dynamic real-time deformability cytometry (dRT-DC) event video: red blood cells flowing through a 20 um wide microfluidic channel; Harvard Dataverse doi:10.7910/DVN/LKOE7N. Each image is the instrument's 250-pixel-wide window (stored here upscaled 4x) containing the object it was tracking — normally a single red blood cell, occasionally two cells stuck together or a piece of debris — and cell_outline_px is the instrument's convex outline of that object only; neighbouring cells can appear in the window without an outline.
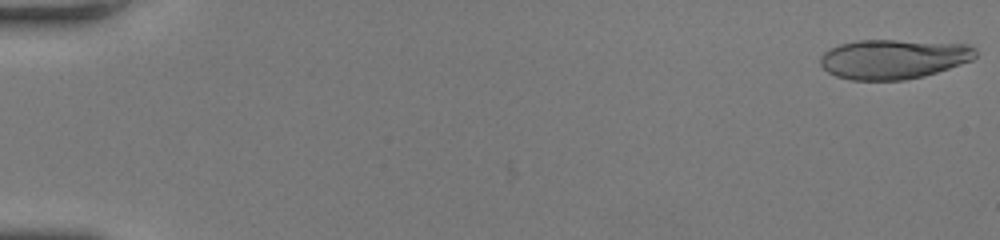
{"species": "human", "species_latin": "Homo sapiens", "temperature_condition": "room temperature", "stored_images_in_passage": 60, "camera_frame_rate_fps": 3000, "um_per_image_px": 0.085, "donor": {"sex": "female"}, "frame": {"image": 1, "passage_image": 1, "time_ms": 0.0, "image_size_px": [1000, 240], "cell_outline_px": [[976, 56], [972, 60], [924, 76], [904, 80], [852, 80], [836, 76], [828, 72], [820, 64], [820, 56], [828, 48], [840, 44], [856, 40], [896, 40], [968, 44], [976, 48]], "centroid_in_image_um": [75.92, 5.01], "position_along_channel_um": 9.1, "area_um2": 35.89}}
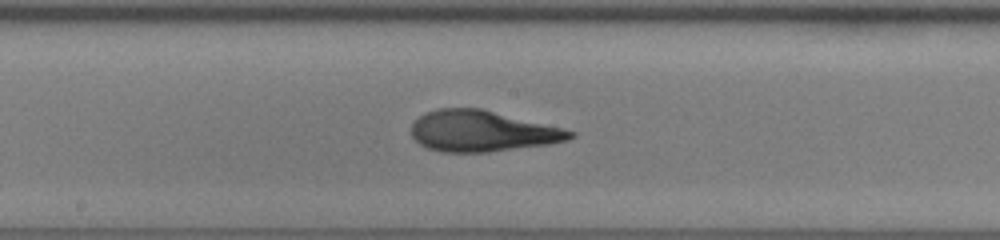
{"frame": {"image": 2, "passage_image": 35, "time_ms": 11.333, "image_size_px": [1000, 240], "cell_outline_px": [[576, 136], [568, 140], [548, 144], [488, 152], [444, 152], [428, 148], [420, 144], [412, 136], [412, 124], [424, 112], [436, 108], [480, 108], [564, 128], [576, 132]], "centroid_in_image_um": [40.99, 11.14], "position_along_channel_um": 207.2, "area_um2": 37.86}}
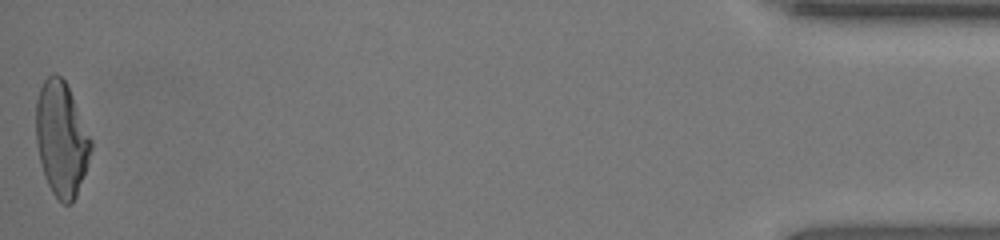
{"frame": {"image": 3, "passage_image": 60, "time_ms": 19.667, "image_size_px": [1000, 240], "cell_outline_px": [[92, 148], [76, 196], [72, 204], [64, 204], [52, 192], [44, 176], [36, 144], [36, 100], [40, 88], [44, 80], [48, 76], [56, 72], [64, 80], [72, 96], [92, 140]], "centroid_in_image_um": [5.2, 11.8], "position_along_channel_um": 430.0, "area_um2": 36.3}, "authors_computed_cell_mechanics": {"area_um2": 36.7608, "velocity_mm_per_s": 3.749, "shape_relaxation_time_tau1_ms": 5.4497, "shape_relaxation_time_tau2_ms": 1.1852, "deformation_change_tau1": 0.2521, "deformation_change_tau2": 0.0951}}